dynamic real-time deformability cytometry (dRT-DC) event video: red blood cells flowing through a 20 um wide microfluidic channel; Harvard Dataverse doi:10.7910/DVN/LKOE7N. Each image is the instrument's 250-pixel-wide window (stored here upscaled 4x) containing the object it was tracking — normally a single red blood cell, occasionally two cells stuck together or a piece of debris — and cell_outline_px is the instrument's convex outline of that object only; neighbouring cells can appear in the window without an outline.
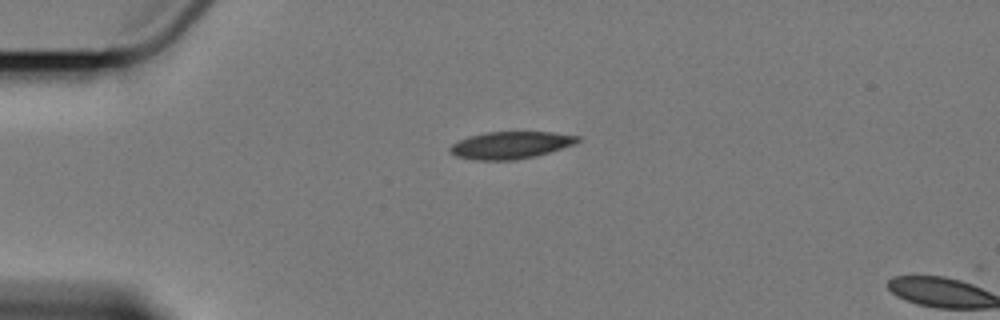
{"species": "Egyptian fruit bat (a non-hibernating species)", "species_latin": "Rousettus aegyptiacus", "temperature_condition": "cold", "stored_images_in_passage": 2, "camera_frame_rate_fps": 3000, "um_per_image_px": 0.085, "animal": {"sex": "female"}, "frame": {"image": 1, "passage_image": 1, "time_ms": 0.0, "image_size_px": [1000, 320], "cell_outline_px": [[580, 140], [572, 144], [536, 156], [516, 160], [476, 160], [456, 156], [448, 148], [452, 144], [460, 140], [472, 136], [488, 132], [552, 132], [580, 136]], "centroid_in_image_um": [43.4, 12.34], "position_along_channel_um": 41.6, "area_um2": 19.88}}